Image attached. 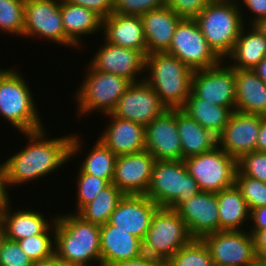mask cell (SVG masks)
Wrapping results in <instances>:
<instances>
[{
  "label": "cell",
  "instance_id": "obj_1",
  "mask_svg": "<svg viewBox=\"0 0 266 266\" xmlns=\"http://www.w3.org/2000/svg\"><path fill=\"white\" fill-rule=\"evenodd\" d=\"M44 129L23 133L27 146L5 161L8 187L49 176L81 151L77 134L48 139Z\"/></svg>",
  "mask_w": 266,
  "mask_h": 266
},
{
  "label": "cell",
  "instance_id": "obj_2",
  "mask_svg": "<svg viewBox=\"0 0 266 266\" xmlns=\"http://www.w3.org/2000/svg\"><path fill=\"white\" fill-rule=\"evenodd\" d=\"M54 237L58 258L74 266H92L95 261L101 266L100 225L67 212L55 217Z\"/></svg>",
  "mask_w": 266,
  "mask_h": 266
},
{
  "label": "cell",
  "instance_id": "obj_3",
  "mask_svg": "<svg viewBox=\"0 0 266 266\" xmlns=\"http://www.w3.org/2000/svg\"><path fill=\"white\" fill-rule=\"evenodd\" d=\"M147 71V73H146ZM150 71V72H149ZM144 79L168 109H180L191 94L194 70L167 52L146 55Z\"/></svg>",
  "mask_w": 266,
  "mask_h": 266
},
{
  "label": "cell",
  "instance_id": "obj_4",
  "mask_svg": "<svg viewBox=\"0 0 266 266\" xmlns=\"http://www.w3.org/2000/svg\"><path fill=\"white\" fill-rule=\"evenodd\" d=\"M28 84L16 69L0 68V116L22 133L44 127Z\"/></svg>",
  "mask_w": 266,
  "mask_h": 266
},
{
  "label": "cell",
  "instance_id": "obj_5",
  "mask_svg": "<svg viewBox=\"0 0 266 266\" xmlns=\"http://www.w3.org/2000/svg\"><path fill=\"white\" fill-rule=\"evenodd\" d=\"M238 5L237 1H211L195 18L210 48L224 61L246 25Z\"/></svg>",
  "mask_w": 266,
  "mask_h": 266
},
{
  "label": "cell",
  "instance_id": "obj_6",
  "mask_svg": "<svg viewBox=\"0 0 266 266\" xmlns=\"http://www.w3.org/2000/svg\"><path fill=\"white\" fill-rule=\"evenodd\" d=\"M200 191L183 160H157L145 195L160 208L177 210Z\"/></svg>",
  "mask_w": 266,
  "mask_h": 266
},
{
  "label": "cell",
  "instance_id": "obj_7",
  "mask_svg": "<svg viewBox=\"0 0 266 266\" xmlns=\"http://www.w3.org/2000/svg\"><path fill=\"white\" fill-rule=\"evenodd\" d=\"M192 239L185 221L176 210L159 207L152 216L150 227L142 241L143 254L165 264Z\"/></svg>",
  "mask_w": 266,
  "mask_h": 266
},
{
  "label": "cell",
  "instance_id": "obj_8",
  "mask_svg": "<svg viewBox=\"0 0 266 266\" xmlns=\"http://www.w3.org/2000/svg\"><path fill=\"white\" fill-rule=\"evenodd\" d=\"M88 69L86 77L74 95L78 105L77 116L88 113L90 115L97 109L104 115L109 114L132 82L116 74L95 70L89 67V64Z\"/></svg>",
  "mask_w": 266,
  "mask_h": 266
},
{
  "label": "cell",
  "instance_id": "obj_9",
  "mask_svg": "<svg viewBox=\"0 0 266 266\" xmlns=\"http://www.w3.org/2000/svg\"><path fill=\"white\" fill-rule=\"evenodd\" d=\"M183 161L201 191L218 193L235 184L237 160L219 146Z\"/></svg>",
  "mask_w": 266,
  "mask_h": 266
},
{
  "label": "cell",
  "instance_id": "obj_10",
  "mask_svg": "<svg viewBox=\"0 0 266 266\" xmlns=\"http://www.w3.org/2000/svg\"><path fill=\"white\" fill-rule=\"evenodd\" d=\"M165 52L176 56L192 70L211 68L222 62L208 45L195 19L179 21Z\"/></svg>",
  "mask_w": 266,
  "mask_h": 266
},
{
  "label": "cell",
  "instance_id": "obj_11",
  "mask_svg": "<svg viewBox=\"0 0 266 266\" xmlns=\"http://www.w3.org/2000/svg\"><path fill=\"white\" fill-rule=\"evenodd\" d=\"M202 240L214 266H254L257 262L254 238L249 231L219 230Z\"/></svg>",
  "mask_w": 266,
  "mask_h": 266
},
{
  "label": "cell",
  "instance_id": "obj_12",
  "mask_svg": "<svg viewBox=\"0 0 266 266\" xmlns=\"http://www.w3.org/2000/svg\"><path fill=\"white\" fill-rule=\"evenodd\" d=\"M44 37L51 42L74 47L62 25L60 0H25L23 37Z\"/></svg>",
  "mask_w": 266,
  "mask_h": 266
},
{
  "label": "cell",
  "instance_id": "obj_13",
  "mask_svg": "<svg viewBox=\"0 0 266 266\" xmlns=\"http://www.w3.org/2000/svg\"><path fill=\"white\" fill-rule=\"evenodd\" d=\"M223 63L224 60L214 67L194 70L191 92L197 98L228 107L233 112L236 107L235 69Z\"/></svg>",
  "mask_w": 266,
  "mask_h": 266
},
{
  "label": "cell",
  "instance_id": "obj_14",
  "mask_svg": "<svg viewBox=\"0 0 266 266\" xmlns=\"http://www.w3.org/2000/svg\"><path fill=\"white\" fill-rule=\"evenodd\" d=\"M167 109L152 87L143 79L131 83L111 114L146 126Z\"/></svg>",
  "mask_w": 266,
  "mask_h": 266
},
{
  "label": "cell",
  "instance_id": "obj_15",
  "mask_svg": "<svg viewBox=\"0 0 266 266\" xmlns=\"http://www.w3.org/2000/svg\"><path fill=\"white\" fill-rule=\"evenodd\" d=\"M260 124L261 115L233 111L222 133L217 137L218 146L239 160L244 154L256 151Z\"/></svg>",
  "mask_w": 266,
  "mask_h": 266
},
{
  "label": "cell",
  "instance_id": "obj_16",
  "mask_svg": "<svg viewBox=\"0 0 266 266\" xmlns=\"http://www.w3.org/2000/svg\"><path fill=\"white\" fill-rule=\"evenodd\" d=\"M156 161L146 150L117 156L112 183L125 195H145Z\"/></svg>",
  "mask_w": 266,
  "mask_h": 266
},
{
  "label": "cell",
  "instance_id": "obj_17",
  "mask_svg": "<svg viewBox=\"0 0 266 266\" xmlns=\"http://www.w3.org/2000/svg\"><path fill=\"white\" fill-rule=\"evenodd\" d=\"M145 150L156 160H182L176 109H167L145 126Z\"/></svg>",
  "mask_w": 266,
  "mask_h": 266
},
{
  "label": "cell",
  "instance_id": "obj_18",
  "mask_svg": "<svg viewBox=\"0 0 266 266\" xmlns=\"http://www.w3.org/2000/svg\"><path fill=\"white\" fill-rule=\"evenodd\" d=\"M104 42V45L97 49L89 66L104 73L127 78L132 83L143 80L138 78L141 72L145 74L146 56L142 52L113 45L105 40Z\"/></svg>",
  "mask_w": 266,
  "mask_h": 266
},
{
  "label": "cell",
  "instance_id": "obj_19",
  "mask_svg": "<svg viewBox=\"0 0 266 266\" xmlns=\"http://www.w3.org/2000/svg\"><path fill=\"white\" fill-rule=\"evenodd\" d=\"M193 239L219 231L217 193L200 191L177 210Z\"/></svg>",
  "mask_w": 266,
  "mask_h": 266
},
{
  "label": "cell",
  "instance_id": "obj_20",
  "mask_svg": "<svg viewBox=\"0 0 266 266\" xmlns=\"http://www.w3.org/2000/svg\"><path fill=\"white\" fill-rule=\"evenodd\" d=\"M158 208L146 195H124L108 222L143 241Z\"/></svg>",
  "mask_w": 266,
  "mask_h": 266
},
{
  "label": "cell",
  "instance_id": "obj_21",
  "mask_svg": "<svg viewBox=\"0 0 266 266\" xmlns=\"http://www.w3.org/2000/svg\"><path fill=\"white\" fill-rule=\"evenodd\" d=\"M110 122L98 138L116 156L138 153L145 150V126L105 114Z\"/></svg>",
  "mask_w": 266,
  "mask_h": 266
},
{
  "label": "cell",
  "instance_id": "obj_22",
  "mask_svg": "<svg viewBox=\"0 0 266 266\" xmlns=\"http://www.w3.org/2000/svg\"><path fill=\"white\" fill-rule=\"evenodd\" d=\"M105 41L147 55L146 38L141 16L112 13L102 20Z\"/></svg>",
  "mask_w": 266,
  "mask_h": 266
},
{
  "label": "cell",
  "instance_id": "obj_23",
  "mask_svg": "<svg viewBox=\"0 0 266 266\" xmlns=\"http://www.w3.org/2000/svg\"><path fill=\"white\" fill-rule=\"evenodd\" d=\"M101 266L134 259L143 254L142 241L109 222L100 226Z\"/></svg>",
  "mask_w": 266,
  "mask_h": 266
},
{
  "label": "cell",
  "instance_id": "obj_24",
  "mask_svg": "<svg viewBox=\"0 0 266 266\" xmlns=\"http://www.w3.org/2000/svg\"><path fill=\"white\" fill-rule=\"evenodd\" d=\"M181 19L166 5L141 15L147 54L165 52L169 48L177 24Z\"/></svg>",
  "mask_w": 266,
  "mask_h": 266
},
{
  "label": "cell",
  "instance_id": "obj_25",
  "mask_svg": "<svg viewBox=\"0 0 266 266\" xmlns=\"http://www.w3.org/2000/svg\"><path fill=\"white\" fill-rule=\"evenodd\" d=\"M235 110L266 116V83L254 70L235 69Z\"/></svg>",
  "mask_w": 266,
  "mask_h": 266
},
{
  "label": "cell",
  "instance_id": "obj_26",
  "mask_svg": "<svg viewBox=\"0 0 266 266\" xmlns=\"http://www.w3.org/2000/svg\"><path fill=\"white\" fill-rule=\"evenodd\" d=\"M11 204L7 203L0 210V224L4 227L6 238L9 240L18 241L42 234L53 223L52 220L45 219V215L39 211L21 209L11 212Z\"/></svg>",
  "mask_w": 266,
  "mask_h": 266
},
{
  "label": "cell",
  "instance_id": "obj_27",
  "mask_svg": "<svg viewBox=\"0 0 266 266\" xmlns=\"http://www.w3.org/2000/svg\"><path fill=\"white\" fill-rule=\"evenodd\" d=\"M176 121L181 141L182 160L210 152L218 146L217 136L203 128L181 108L176 109Z\"/></svg>",
  "mask_w": 266,
  "mask_h": 266
},
{
  "label": "cell",
  "instance_id": "obj_28",
  "mask_svg": "<svg viewBox=\"0 0 266 266\" xmlns=\"http://www.w3.org/2000/svg\"><path fill=\"white\" fill-rule=\"evenodd\" d=\"M60 11L66 39L75 48L81 45L82 36L94 34L102 29L103 19L85 7L60 0Z\"/></svg>",
  "mask_w": 266,
  "mask_h": 266
},
{
  "label": "cell",
  "instance_id": "obj_29",
  "mask_svg": "<svg viewBox=\"0 0 266 266\" xmlns=\"http://www.w3.org/2000/svg\"><path fill=\"white\" fill-rule=\"evenodd\" d=\"M244 26L234 44L231 53L226 57L233 60L229 64L233 69L253 70L259 62L266 56V38L259 33L252 25Z\"/></svg>",
  "mask_w": 266,
  "mask_h": 266
},
{
  "label": "cell",
  "instance_id": "obj_30",
  "mask_svg": "<svg viewBox=\"0 0 266 266\" xmlns=\"http://www.w3.org/2000/svg\"><path fill=\"white\" fill-rule=\"evenodd\" d=\"M217 200L219 230L243 231L241 226L250 219V210L239 188L234 184L219 191Z\"/></svg>",
  "mask_w": 266,
  "mask_h": 266
},
{
  "label": "cell",
  "instance_id": "obj_31",
  "mask_svg": "<svg viewBox=\"0 0 266 266\" xmlns=\"http://www.w3.org/2000/svg\"><path fill=\"white\" fill-rule=\"evenodd\" d=\"M181 109L217 137L222 133L232 114L228 107L197 98L192 92Z\"/></svg>",
  "mask_w": 266,
  "mask_h": 266
},
{
  "label": "cell",
  "instance_id": "obj_32",
  "mask_svg": "<svg viewBox=\"0 0 266 266\" xmlns=\"http://www.w3.org/2000/svg\"><path fill=\"white\" fill-rule=\"evenodd\" d=\"M124 195L113 183H110L93 201L84 205L76 214L85 221L101 226L109 221L112 212Z\"/></svg>",
  "mask_w": 266,
  "mask_h": 266
},
{
  "label": "cell",
  "instance_id": "obj_33",
  "mask_svg": "<svg viewBox=\"0 0 266 266\" xmlns=\"http://www.w3.org/2000/svg\"><path fill=\"white\" fill-rule=\"evenodd\" d=\"M116 158L117 156L98 139L82 162L80 170L105 179L110 184L113 182Z\"/></svg>",
  "mask_w": 266,
  "mask_h": 266
},
{
  "label": "cell",
  "instance_id": "obj_34",
  "mask_svg": "<svg viewBox=\"0 0 266 266\" xmlns=\"http://www.w3.org/2000/svg\"><path fill=\"white\" fill-rule=\"evenodd\" d=\"M164 266H214V263L204 241L192 239L180 248Z\"/></svg>",
  "mask_w": 266,
  "mask_h": 266
},
{
  "label": "cell",
  "instance_id": "obj_35",
  "mask_svg": "<svg viewBox=\"0 0 266 266\" xmlns=\"http://www.w3.org/2000/svg\"><path fill=\"white\" fill-rule=\"evenodd\" d=\"M52 220L53 223L42 234L29 236L17 241L20 248L34 263L49 259L54 255L55 217Z\"/></svg>",
  "mask_w": 266,
  "mask_h": 266
},
{
  "label": "cell",
  "instance_id": "obj_36",
  "mask_svg": "<svg viewBox=\"0 0 266 266\" xmlns=\"http://www.w3.org/2000/svg\"><path fill=\"white\" fill-rule=\"evenodd\" d=\"M25 0H0V30L23 37Z\"/></svg>",
  "mask_w": 266,
  "mask_h": 266
},
{
  "label": "cell",
  "instance_id": "obj_37",
  "mask_svg": "<svg viewBox=\"0 0 266 266\" xmlns=\"http://www.w3.org/2000/svg\"><path fill=\"white\" fill-rule=\"evenodd\" d=\"M235 185L247 202L249 210L266 206V182L245 176L237 169Z\"/></svg>",
  "mask_w": 266,
  "mask_h": 266
},
{
  "label": "cell",
  "instance_id": "obj_38",
  "mask_svg": "<svg viewBox=\"0 0 266 266\" xmlns=\"http://www.w3.org/2000/svg\"><path fill=\"white\" fill-rule=\"evenodd\" d=\"M77 176V202L74 213H77L84 205L93 201L101 190L109 185V183L102 178L83 173L79 170Z\"/></svg>",
  "mask_w": 266,
  "mask_h": 266
},
{
  "label": "cell",
  "instance_id": "obj_39",
  "mask_svg": "<svg viewBox=\"0 0 266 266\" xmlns=\"http://www.w3.org/2000/svg\"><path fill=\"white\" fill-rule=\"evenodd\" d=\"M238 170L245 176L266 182V152L253 151L237 160Z\"/></svg>",
  "mask_w": 266,
  "mask_h": 266
},
{
  "label": "cell",
  "instance_id": "obj_40",
  "mask_svg": "<svg viewBox=\"0 0 266 266\" xmlns=\"http://www.w3.org/2000/svg\"><path fill=\"white\" fill-rule=\"evenodd\" d=\"M165 5L166 0H114L113 13L141 16Z\"/></svg>",
  "mask_w": 266,
  "mask_h": 266
},
{
  "label": "cell",
  "instance_id": "obj_41",
  "mask_svg": "<svg viewBox=\"0 0 266 266\" xmlns=\"http://www.w3.org/2000/svg\"><path fill=\"white\" fill-rule=\"evenodd\" d=\"M35 263L20 248L17 241L5 239L0 251V266H34Z\"/></svg>",
  "mask_w": 266,
  "mask_h": 266
},
{
  "label": "cell",
  "instance_id": "obj_42",
  "mask_svg": "<svg viewBox=\"0 0 266 266\" xmlns=\"http://www.w3.org/2000/svg\"><path fill=\"white\" fill-rule=\"evenodd\" d=\"M211 0H166V6L181 18L195 19Z\"/></svg>",
  "mask_w": 266,
  "mask_h": 266
},
{
  "label": "cell",
  "instance_id": "obj_43",
  "mask_svg": "<svg viewBox=\"0 0 266 266\" xmlns=\"http://www.w3.org/2000/svg\"><path fill=\"white\" fill-rule=\"evenodd\" d=\"M74 5L85 7L96 14L102 19L108 17L113 13L114 0H63Z\"/></svg>",
  "mask_w": 266,
  "mask_h": 266
},
{
  "label": "cell",
  "instance_id": "obj_44",
  "mask_svg": "<svg viewBox=\"0 0 266 266\" xmlns=\"http://www.w3.org/2000/svg\"><path fill=\"white\" fill-rule=\"evenodd\" d=\"M237 3L246 6L245 8L251 10V13L254 14L255 17H252L253 19L249 18L250 26L260 18L266 17V0H237Z\"/></svg>",
  "mask_w": 266,
  "mask_h": 266
},
{
  "label": "cell",
  "instance_id": "obj_45",
  "mask_svg": "<svg viewBox=\"0 0 266 266\" xmlns=\"http://www.w3.org/2000/svg\"><path fill=\"white\" fill-rule=\"evenodd\" d=\"M108 266H164V264L150 255L142 254L137 258L118 261L111 263Z\"/></svg>",
  "mask_w": 266,
  "mask_h": 266
},
{
  "label": "cell",
  "instance_id": "obj_46",
  "mask_svg": "<svg viewBox=\"0 0 266 266\" xmlns=\"http://www.w3.org/2000/svg\"><path fill=\"white\" fill-rule=\"evenodd\" d=\"M253 224L249 233L253 236L258 230L266 228V206H261L250 210V219Z\"/></svg>",
  "mask_w": 266,
  "mask_h": 266
},
{
  "label": "cell",
  "instance_id": "obj_47",
  "mask_svg": "<svg viewBox=\"0 0 266 266\" xmlns=\"http://www.w3.org/2000/svg\"><path fill=\"white\" fill-rule=\"evenodd\" d=\"M8 184H7V176H6V164L0 165V207H4L7 203L10 202V195L7 192Z\"/></svg>",
  "mask_w": 266,
  "mask_h": 266
},
{
  "label": "cell",
  "instance_id": "obj_48",
  "mask_svg": "<svg viewBox=\"0 0 266 266\" xmlns=\"http://www.w3.org/2000/svg\"><path fill=\"white\" fill-rule=\"evenodd\" d=\"M256 151L266 152V116H261V124L256 144Z\"/></svg>",
  "mask_w": 266,
  "mask_h": 266
},
{
  "label": "cell",
  "instance_id": "obj_49",
  "mask_svg": "<svg viewBox=\"0 0 266 266\" xmlns=\"http://www.w3.org/2000/svg\"><path fill=\"white\" fill-rule=\"evenodd\" d=\"M255 250L258 255L264 248H266V228L258 230L254 235Z\"/></svg>",
  "mask_w": 266,
  "mask_h": 266
},
{
  "label": "cell",
  "instance_id": "obj_50",
  "mask_svg": "<svg viewBox=\"0 0 266 266\" xmlns=\"http://www.w3.org/2000/svg\"><path fill=\"white\" fill-rule=\"evenodd\" d=\"M34 266H74V265H71L69 263H67L66 261L58 258L55 254L49 258V259H46V260H43L41 262H37L35 263Z\"/></svg>",
  "mask_w": 266,
  "mask_h": 266
},
{
  "label": "cell",
  "instance_id": "obj_51",
  "mask_svg": "<svg viewBox=\"0 0 266 266\" xmlns=\"http://www.w3.org/2000/svg\"><path fill=\"white\" fill-rule=\"evenodd\" d=\"M255 73L266 83V56L253 69Z\"/></svg>",
  "mask_w": 266,
  "mask_h": 266
},
{
  "label": "cell",
  "instance_id": "obj_52",
  "mask_svg": "<svg viewBox=\"0 0 266 266\" xmlns=\"http://www.w3.org/2000/svg\"><path fill=\"white\" fill-rule=\"evenodd\" d=\"M252 26L266 38V17L260 18Z\"/></svg>",
  "mask_w": 266,
  "mask_h": 266
},
{
  "label": "cell",
  "instance_id": "obj_53",
  "mask_svg": "<svg viewBox=\"0 0 266 266\" xmlns=\"http://www.w3.org/2000/svg\"><path fill=\"white\" fill-rule=\"evenodd\" d=\"M6 239L4 227L0 224V251L2 249L3 243Z\"/></svg>",
  "mask_w": 266,
  "mask_h": 266
},
{
  "label": "cell",
  "instance_id": "obj_54",
  "mask_svg": "<svg viewBox=\"0 0 266 266\" xmlns=\"http://www.w3.org/2000/svg\"><path fill=\"white\" fill-rule=\"evenodd\" d=\"M257 262L266 263V248L257 255Z\"/></svg>",
  "mask_w": 266,
  "mask_h": 266
},
{
  "label": "cell",
  "instance_id": "obj_55",
  "mask_svg": "<svg viewBox=\"0 0 266 266\" xmlns=\"http://www.w3.org/2000/svg\"><path fill=\"white\" fill-rule=\"evenodd\" d=\"M254 266H266V263L256 262V264Z\"/></svg>",
  "mask_w": 266,
  "mask_h": 266
},
{
  "label": "cell",
  "instance_id": "obj_56",
  "mask_svg": "<svg viewBox=\"0 0 266 266\" xmlns=\"http://www.w3.org/2000/svg\"><path fill=\"white\" fill-rule=\"evenodd\" d=\"M211 1H237V0H211Z\"/></svg>",
  "mask_w": 266,
  "mask_h": 266
}]
</instances>
